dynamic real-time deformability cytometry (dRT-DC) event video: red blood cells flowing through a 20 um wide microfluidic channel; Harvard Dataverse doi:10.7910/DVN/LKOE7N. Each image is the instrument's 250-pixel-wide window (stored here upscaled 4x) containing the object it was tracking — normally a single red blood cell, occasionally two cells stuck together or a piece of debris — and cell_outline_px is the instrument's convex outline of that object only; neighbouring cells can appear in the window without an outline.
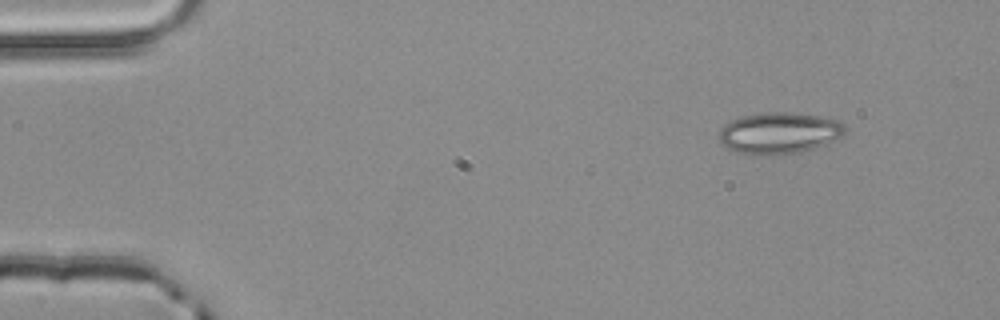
{"species": "common noctule bat (a hibernating species)", "species_latin": "Nyctalus noctula", "temperature_condition": "room temperature", "stored_images_in_passage": 3, "camera_frame_rate_fps": 3000, "um_per_image_px": 0.085, "animal": {"sex": "male", "body_mass_g": 20.4}, "frame": {"image": 1, "passage_image": 1, "time_ms": 0.0, "image_size_px": [1000, 320], "cell_outline_px": [[844, 132], [840, 136], [824, 144], [800, 152], [764, 156], [752, 156], [736, 152], [728, 148], [720, 140], [720, 128], [724, 124], [732, 120], [744, 116], [764, 112], [788, 112], [820, 116], [840, 120], [844, 124]], "centroid_in_image_um": [66.2, 11.31], "position_along_channel_um": 18.8, "area_um2": 30.35}}